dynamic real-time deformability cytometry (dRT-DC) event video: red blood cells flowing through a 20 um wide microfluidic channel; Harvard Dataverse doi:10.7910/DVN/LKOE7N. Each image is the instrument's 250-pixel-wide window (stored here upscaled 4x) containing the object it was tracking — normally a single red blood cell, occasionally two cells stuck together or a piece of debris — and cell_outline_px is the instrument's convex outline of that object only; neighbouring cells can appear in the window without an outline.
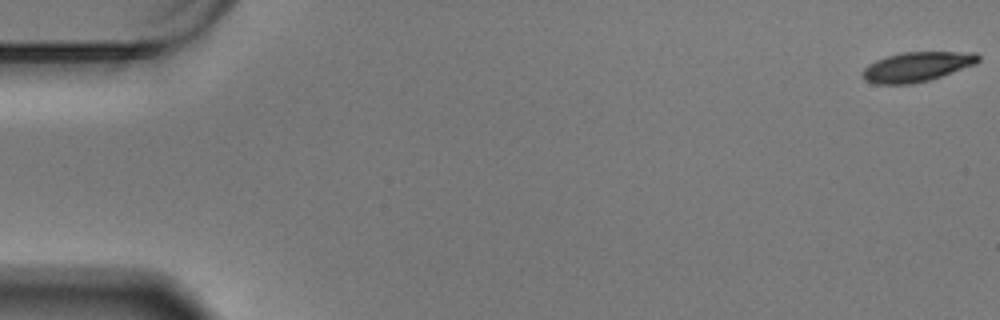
{"species": "Egyptian fruit bat (a non-hibernating species)", "species_latin": "Rousettus aegyptiacus", "temperature_condition": "warm", "stored_images_in_passage": 14, "camera_frame_rate_fps": 3000, "um_per_image_px": 0.085, "animal": {"sex": "male"}, "frame": {"image": 1, "passage_image": 1, "time_ms": 0.0, "image_size_px": [1000, 320], "cell_outline_px": [[980, 60], [976, 64], [928, 80], [908, 84], [876, 84], [868, 80], [864, 76], [864, 68], [868, 64], [884, 56], [904, 52], [976, 52], [980, 56]], "centroid_in_image_um": [77.96, 5.65], "position_along_channel_um": 7.0, "area_um2": 19.77}}